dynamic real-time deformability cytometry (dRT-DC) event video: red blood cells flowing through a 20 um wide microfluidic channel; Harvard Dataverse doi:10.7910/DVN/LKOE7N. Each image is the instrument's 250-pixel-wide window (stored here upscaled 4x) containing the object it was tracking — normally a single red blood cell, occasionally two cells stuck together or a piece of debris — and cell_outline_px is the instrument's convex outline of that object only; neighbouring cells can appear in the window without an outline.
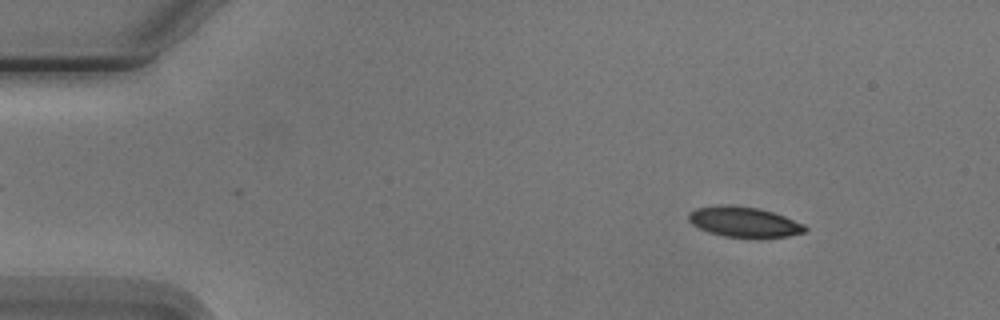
{"species": "Egyptian fruit bat (a non-hibernating species)", "species_latin": "Rousettus aegyptiacus", "temperature_condition": "cold", "stored_images_in_passage": 3, "camera_frame_rate_fps": 3000, "um_per_image_px": 0.085, "animal": {"sex": "male"}, "frame": {"image": 1, "passage_image": 1, "time_ms": 0.0, "image_size_px": [1000, 320], "cell_outline_px": [[808, 228], [804, 232], [788, 236], [756, 240], [724, 236], [708, 232], [692, 224], [688, 220], [688, 212], [696, 208], [720, 204], [732, 204], [760, 208], [784, 216], [804, 224]], "centroid_in_image_um": [63.24, 18.88], "position_along_channel_um": 21.8, "area_um2": 21.27}}
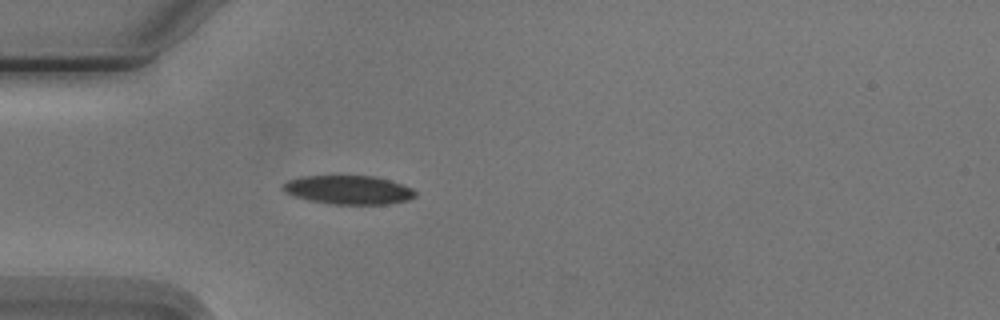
{"frame": {"image": 2, "passage_image": 3, "time_ms": 3.0, "image_size_px": [1000, 320], "cell_outline_px": [[416, 196], [408, 200], [388, 204], [332, 204], [308, 200], [284, 192], [280, 188], [288, 180], [300, 176], [376, 176], [404, 184], [412, 188], [416, 192]], "centroid_in_image_um": [29.64, 16.13], "position_along_channel_um": 55.4, "area_um2": 22.31}}